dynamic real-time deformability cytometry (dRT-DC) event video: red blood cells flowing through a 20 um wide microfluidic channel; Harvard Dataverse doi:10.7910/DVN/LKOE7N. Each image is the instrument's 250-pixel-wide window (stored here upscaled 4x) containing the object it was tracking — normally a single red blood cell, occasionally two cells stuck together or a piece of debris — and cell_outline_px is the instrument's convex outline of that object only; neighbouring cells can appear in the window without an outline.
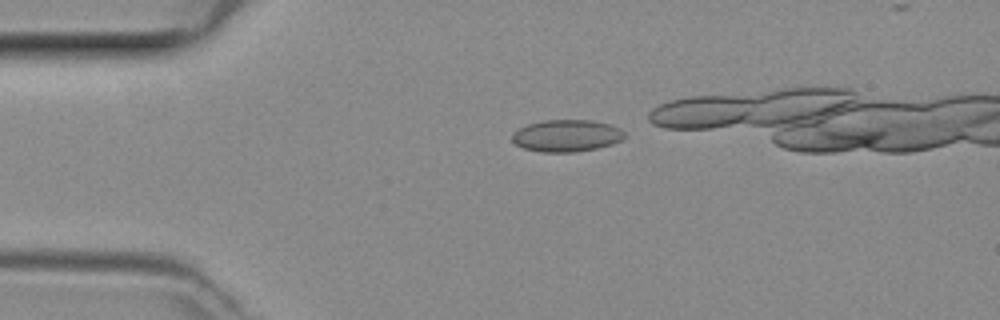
{"species": "common noctule bat (a hibernating species)", "species_latin": "Nyctalus noctula", "temperature_condition": "room temperature", "stored_images_in_passage": 11, "camera_frame_rate_fps": 3000, "um_per_image_px": 0.085, "animal": {"sex": "female", "body_mass_g": 29.2, "forearm_length_mm": 56.3}, "frame": {"image": 1, "passage_image": 1, "time_ms": 0.0, "image_size_px": [1000, 320], "cell_outline_px": [[624, 140], [612, 144], [596, 148], [572, 152], [540, 152], [524, 148], [516, 144], [512, 140], [512, 132], [528, 124], [544, 120], [592, 120], [612, 124], [620, 128], [624, 132]], "centroid_in_image_um": [48.18, 11.53], "position_along_channel_um": 36.8, "area_um2": 21.04}}